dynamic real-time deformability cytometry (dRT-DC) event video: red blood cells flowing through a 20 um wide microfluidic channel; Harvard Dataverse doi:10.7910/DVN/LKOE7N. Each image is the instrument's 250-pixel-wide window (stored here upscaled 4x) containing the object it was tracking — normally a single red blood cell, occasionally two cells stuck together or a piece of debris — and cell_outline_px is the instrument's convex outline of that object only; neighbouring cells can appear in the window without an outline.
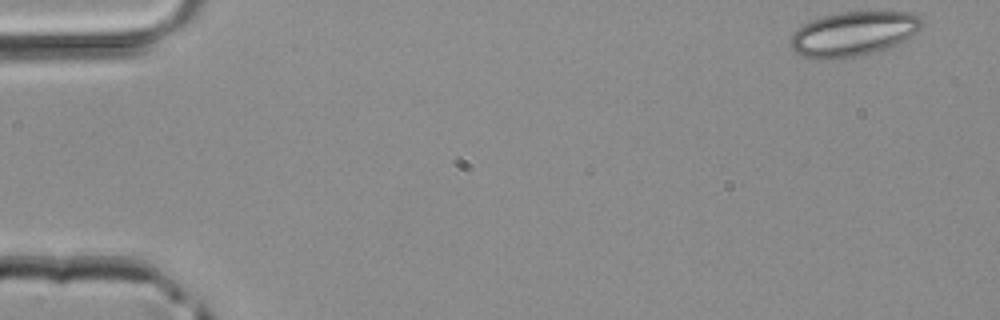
{"species": "common noctule bat (a hibernating species)", "species_latin": "Nyctalus noctula", "temperature_condition": "room temperature", "stored_images_in_passage": 44, "camera_frame_rate_fps": 3000, "um_per_image_px": 0.085, "animal": {"sex": "male", "body_mass_g": 20.4}, "frame": {"image": 1, "passage_image": 1, "time_ms": 0.0, "image_size_px": [1000, 320], "cell_outline_px": [[924, 24], [908, 40], [888, 48], [856, 56], [824, 60], [804, 56], [796, 52], [788, 44], [788, 40], [804, 24], [812, 20], [824, 16], [840, 12], [912, 12], [920, 16], [924, 20]], "centroid_in_image_um": [72.58, 2.87], "position_along_channel_um": 12.4, "area_um2": 34.04}}
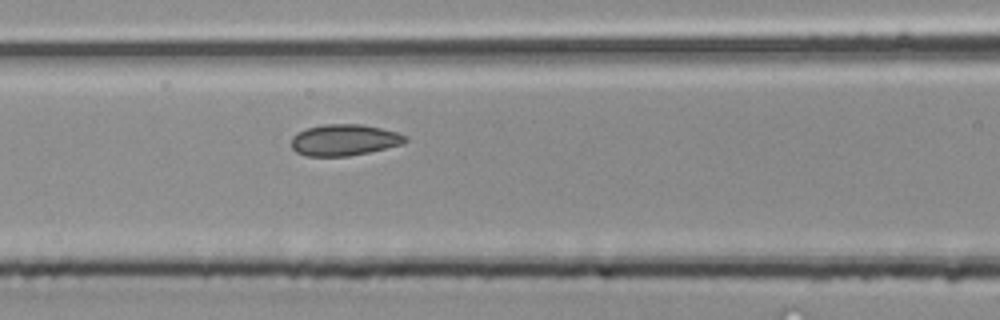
{"frame": {"image": 2, "passage_image": 18, "time_ms": 5.667, "image_size_px": [1000, 320], "cell_outline_px": [[408, 140], [404, 144], [388, 148], [348, 156], [304, 156], [296, 152], [292, 148], [292, 136], [308, 128], [324, 124], [360, 124], [380, 128], [396, 132], [408, 136]], "centroid_in_image_um": [29.29, 11.91], "position_along_channel_um": 137.3, "area_um2": 20.81}}
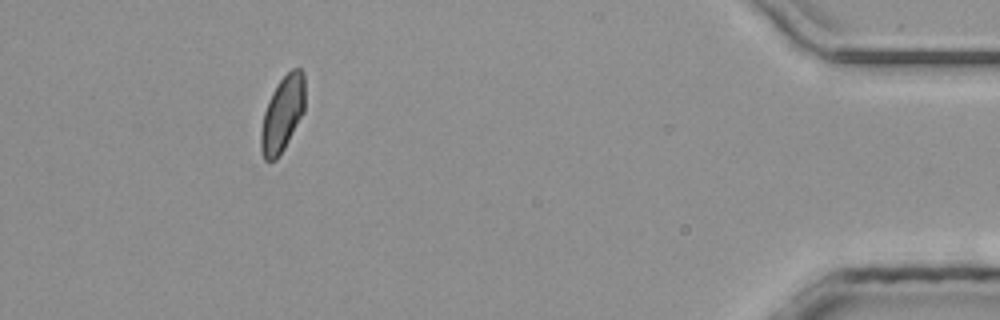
{"frame": {"image": 3, "passage_image": 40, "time_ms": 13.0, "image_size_px": [1000, 320], "cell_outline_px": [[304, 112], [284, 148], [276, 160], [264, 160], [260, 148], [260, 132], [264, 112], [268, 100], [276, 84], [292, 68], [300, 68], [304, 72]], "centroid_in_image_um": [24.0, 9.68], "position_along_channel_um": 411.2, "area_um2": 19.36}}